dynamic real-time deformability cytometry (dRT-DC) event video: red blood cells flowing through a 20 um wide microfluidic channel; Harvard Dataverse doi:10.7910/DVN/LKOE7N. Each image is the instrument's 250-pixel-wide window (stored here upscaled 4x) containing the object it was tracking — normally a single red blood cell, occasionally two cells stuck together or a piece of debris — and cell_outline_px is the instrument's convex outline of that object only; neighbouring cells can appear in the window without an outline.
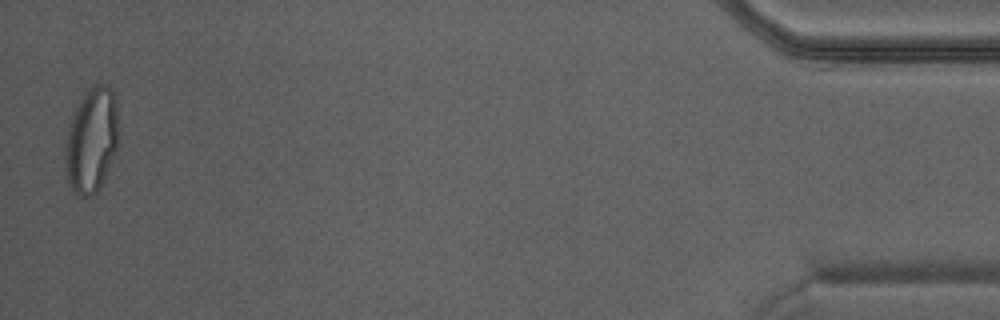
{"species": "Egyptian fruit bat (a non-hibernating species)", "species_latin": "Rousettus aegyptiacus", "temperature_condition": "warm", "stored_images_in_passage": 42, "camera_frame_rate_fps": 3000, "um_per_image_px": 0.085, "animal": {"sex": "male"}, "frame": {"image": 1, "passage_image": 41, "time_ms": 13.333, "image_size_px": [1000, 320], "cell_outline_px": [[116, 148], [104, 180], [100, 188], [96, 192], [88, 196], [80, 196], [72, 188], [68, 180], [64, 160], [64, 144], [72, 116], [84, 92], [96, 84], [108, 84], [112, 88], [116, 100]], "centroid_in_image_um": [7.75, 11.9], "position_along_channel_um": 427.4, "area_um2": 32.25}}